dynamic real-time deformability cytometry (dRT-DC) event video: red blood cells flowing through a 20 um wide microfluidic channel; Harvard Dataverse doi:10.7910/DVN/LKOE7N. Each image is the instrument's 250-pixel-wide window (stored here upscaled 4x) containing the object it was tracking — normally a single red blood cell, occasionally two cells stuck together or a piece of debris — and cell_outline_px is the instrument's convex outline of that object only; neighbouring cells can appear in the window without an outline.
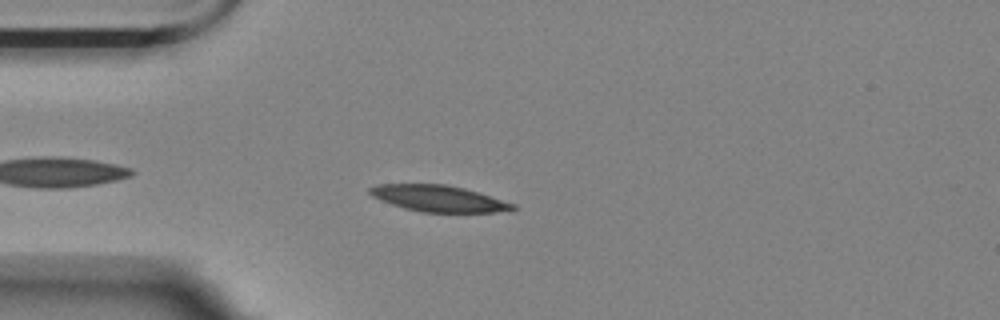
{"species": "Egyptian fruit bat (a non-hibernating species)", "species_latin": "Rousettus aegyptiacus", "temperature_condition": "room temperature", "stored_images_in_passage": 44, "camera_frame_rate_fps": 3000, "um_per_image_px": 0.085, "animal": {"sex": "female"}, "frame": {"image": 1, "passage_image": 2, "time_ms": 0.333, "image_size_px": [1000, 320], "cell_outline_px": [[520, 208], [512, 212], [420, 212], [404, 208], [380, 200], [372, 196], [368, 192], [368, 188], [380, 184], [444, 184], [464, 188], [516, 204]], "centroid_in_image_um": [37.34, 16.88], "position_along_channel_um": 47.7, "area_um2": 22.08}}
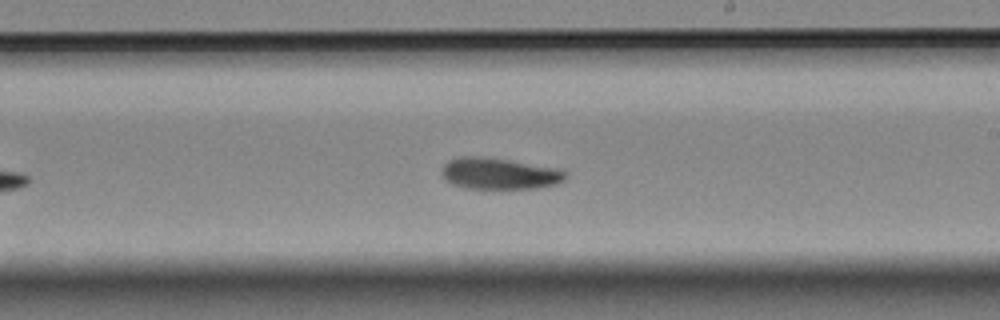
{"frame": {"image": 2, "passage_image": 20, "time_ms": 6.333, "image_size_px": [1000, 320], "cell_outline_px": [[568, 176], [564, 180], [556, 184], [536, 188], [464, 188], [452, 184], [444, 180], [440, 172], [444, 164], [448, 160], [456, 156], [484, 156], [556, 168], [568, 172]], "centroid_in_image_um": [42.39, 14.74], "position_along_channel_um": 246.6, "area_um2": 22.83}}
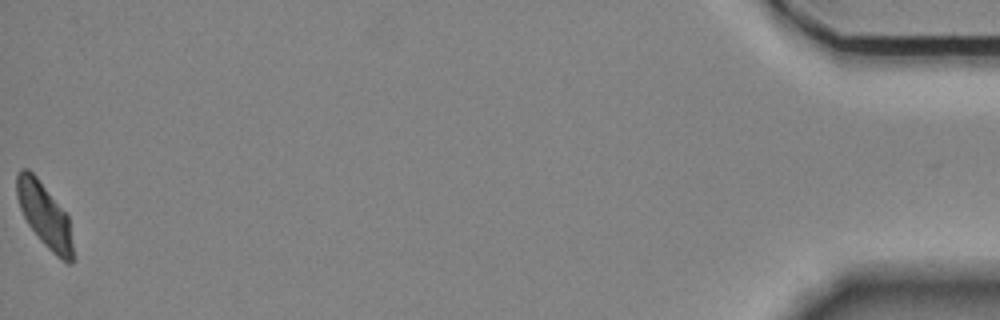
{"frame": {"image": 3, "passage_image": 44, "time_ms": 14.333, "image_size_px": [1000, 320], "cell_outline_px": [[76, 260], [72, 264], [68, 264], [56, 256], [40, 240], [28, 224], [20, 208], [16, 196], [16, 172], [20, 168], [28, 168], [36, 176], [68, 216]], "centroid_in_image_um": [3.8, 18.32], "position_along_channel_um": 431.4, "area_um2": 21.21}, "authors_computed_cell_mechanics": {"area_um2": 22.5998, "velocity_mm_per_s": 3.5282, "shape_relaxation_time_tau1_ms": 3.1065, "shape_relaxation_time_tau2_ms": 3.0729, "deformation_change_tau1": 0.1339, "deformation_change_tau2": 0.0758}}